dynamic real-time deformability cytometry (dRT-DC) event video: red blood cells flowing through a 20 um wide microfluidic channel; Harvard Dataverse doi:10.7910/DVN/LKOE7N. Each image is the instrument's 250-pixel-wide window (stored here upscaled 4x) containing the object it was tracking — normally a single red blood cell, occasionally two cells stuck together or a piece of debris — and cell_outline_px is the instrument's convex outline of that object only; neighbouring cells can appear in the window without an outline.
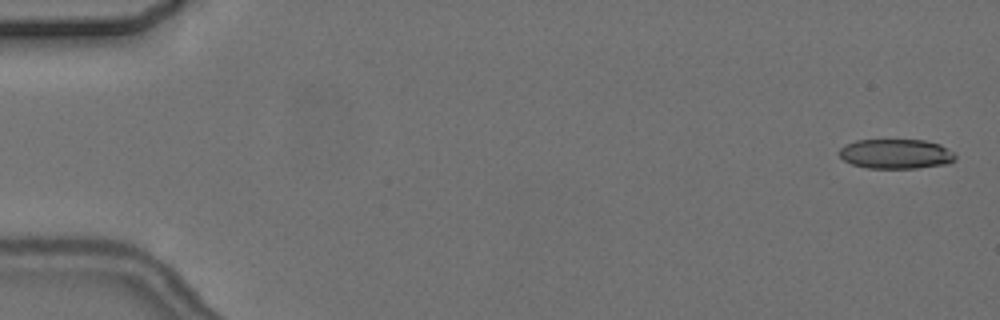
{"species": "common noctule bat (a hibernating species)", "species_latin": "Nyctalus noctula", "temperature_condition": "cold", "stored_images_in_passage": 5, "camera_frame_rate_fps": 3000, "um_per_image_px": 0.085, "animal": {"sex": "female", "body_mass_g": 24.6, "forearm_length_mm": 56.2}, "frame": {"image": 1, "passage_image": 1, "time_ms": 0.0, "image_size_px": [1000, 320], "cell_outline_px": [[956, 160], [948, 164], [916, 168], [868, 168], [852, 164], [844, 160], [836, 152], [844, 144], [856, 140], [924, 140], [940, 144], [952, 152], [956, 156]], "centroid_in_image_um": [76.13, 13.08], "position_along_channel_um": 8.9, "area_um2": 20.23}}